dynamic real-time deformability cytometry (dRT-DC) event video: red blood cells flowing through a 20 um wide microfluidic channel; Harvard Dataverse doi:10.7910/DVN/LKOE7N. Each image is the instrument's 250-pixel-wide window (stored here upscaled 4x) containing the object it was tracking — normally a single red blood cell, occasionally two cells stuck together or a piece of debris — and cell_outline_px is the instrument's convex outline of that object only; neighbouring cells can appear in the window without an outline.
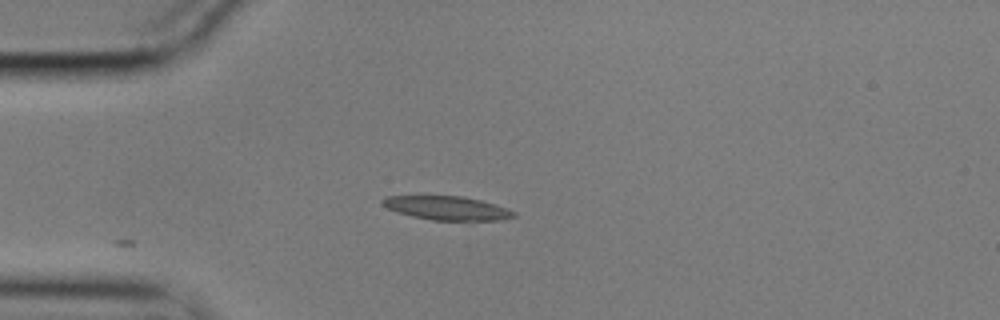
{"species": "common noctule bat (a hibernating species)", "species_latin": "Nyctalus noctula", "temperature_condition": "cold", "stored_images_in_passage": 6, "camera_frame_rate_fps": 3000, "um_per_image_px": 0.085, "animal": {"sex": "male", "body_mass_g": 17.9}, "frame": {"image": 1, "passage_image": 1, "time_ms": 0.0, "image_size_px": [1000, 320], "cell_outline_px": [[516, 216], [500, 220], [432, 220], [412, 216], [396, 212], [388, 208], [380, 200], [384, 196], [464, 196], [480, 200], [516, 212]], "centroid_in_image_um": [37.96, 17.68], "position_along_channel_um": 47.0, "area_um2": 17.98}}
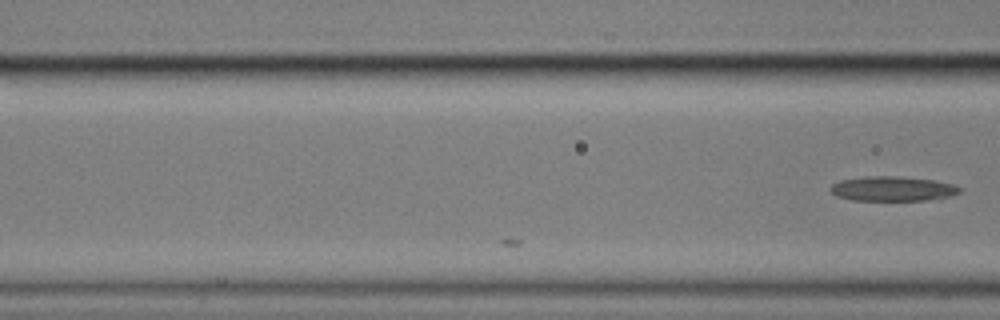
{"frame": {"image": 2, "passage_image": 6, "time_ms": 1.667, "image_size_px": [1000, 320], "cell_outline_px": [[960, 192], [948, 196], [924, 200], [852, 200], [836, 196], [828, 188], [832, 184], [840, 180], [868, 176], [900, 176], [936, 180], [952, 184], [960, 188]], "centroid_in_image_um": [75.82, 16.03], "position_along_channel_um": 90.8, "area_um2": 18.5}}